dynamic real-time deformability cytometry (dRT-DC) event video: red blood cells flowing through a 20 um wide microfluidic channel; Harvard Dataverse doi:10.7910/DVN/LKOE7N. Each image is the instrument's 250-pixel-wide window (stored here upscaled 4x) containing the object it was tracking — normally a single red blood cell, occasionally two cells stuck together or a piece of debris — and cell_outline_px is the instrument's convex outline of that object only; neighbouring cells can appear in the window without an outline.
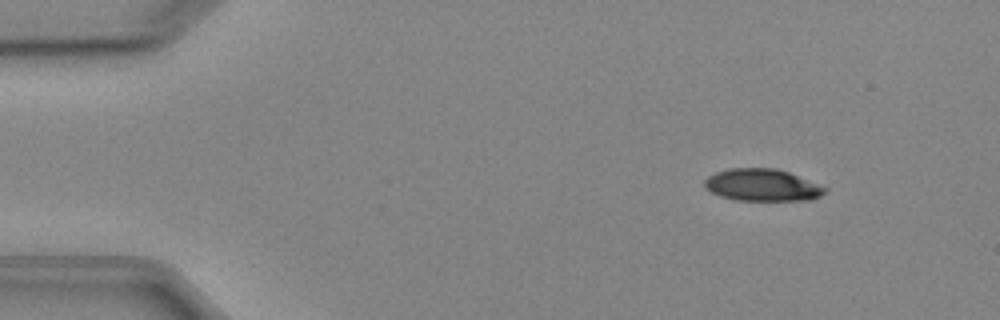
{"species": "Egyptian fruit bat (a non-hibernating species)", "species_latin": "Rousettus aegyptiacus", "temperature_condition": "cold", "stored_images_in_passage": 7, "camera_frame_rate_fps": 3000, "um_per_image_px": 0.085, "animal": {"sex": "female"}, "frame": {"image": 1, "passage_image": 1, "time_ms": 0.0, "image_size_px": [1000, 320], "cell_outline_px": [[828, 192], [812, 200], [736, 200], [720, 196], [704, 188], [704, 180], [708, 176], [716, 172], [728, 168], [776, 168], [788, 172], [828, 188]], "centroid_in_image_um": [64.79, 15.73], "position_along_channel_um": 20.2, "area_um2": 22.6}}
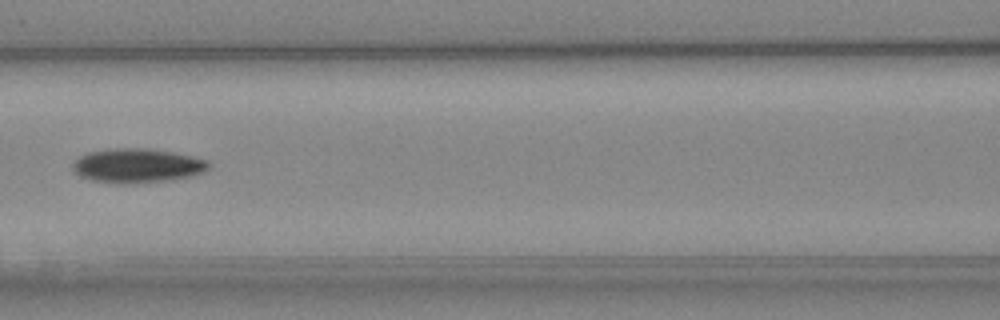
{"frame": {"image": 2, "passage_image": 6, "time_ms": 5.667, "image_size_px": [1000, 320], "cell_outline_px": [[212, 164], [204, 172], [172, 180], [124, 184], [120, 184], [88, 180], [80, 176], [72, 168], [72, 164], [80, 156], [88, 152], [112, 148], [144, 148], [172, 152], [192, 156], [208, 160]], "centroid_in_image_um": [11.66, 14.08], "position_along_channel_um": 154.9, "area_um2": 27.22}}
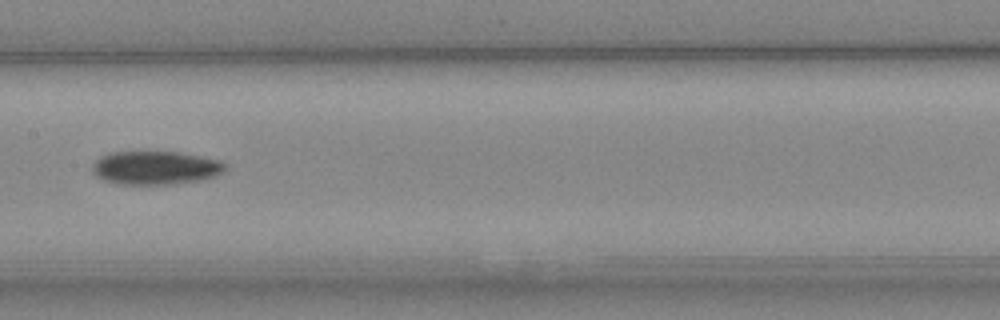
{"frame": {"image": 3, "passage_image": 7, "time_ms": 6.667, "image_size_px": [1000, 320], "cell_outline_px": [[228, 168], [224, 172], [216, 176], [204, 180], [176, 184], [120, 184], [104, 180], [96, 176], [92, 172], [92, 164], [100, 156], [108, 152], [180, 152], [224, 160], [228, 164]], "centroid_in_image_um": [13.29, 14.26], "position_along_channel_um": 194.1, "area_um2": 26.53}}